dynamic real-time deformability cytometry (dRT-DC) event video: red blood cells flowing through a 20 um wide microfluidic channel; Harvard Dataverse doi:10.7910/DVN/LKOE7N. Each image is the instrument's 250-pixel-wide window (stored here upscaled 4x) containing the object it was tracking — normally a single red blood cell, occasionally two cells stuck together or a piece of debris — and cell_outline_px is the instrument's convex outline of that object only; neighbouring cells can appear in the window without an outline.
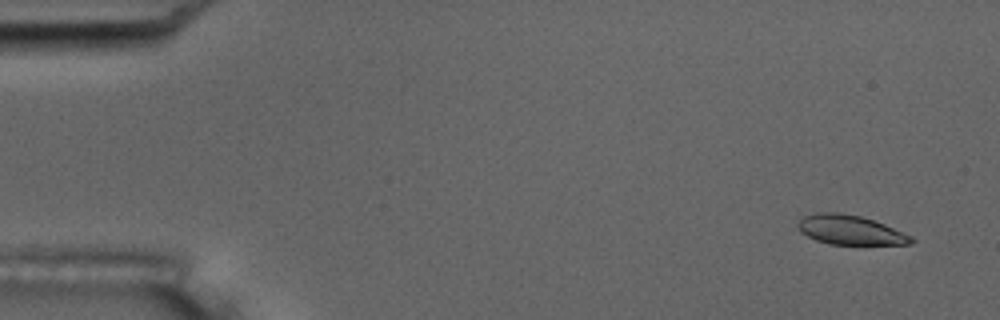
{"species": "common noctule bat (a hibernating species)", "species_latin": "Nyctalus noctula", "temperature_condition": "room temperature", "stored_images_in_passage": 1, "camera_frame_rate_fps": 3000, "um_per_image_px": 0.085, "animal": {"sex": "male", "body_mass_g": 17.5, "forearm_length_mm": 52.3}, "frame": {"image": 1, "passage_image": 1, "time_ms": 0.0, "image_size_px": [1000, 320], "cell_outline_px": [[916, 240], [912, 244], [828, 244], [816, 240], [800, 232], [796, 224], [804, 216], [816, 212], [836, 212], [860, 216], [884, 224], [912, 236]], "centroid_in_image_um": [72.25, 19.55], "position_along_channel_um": 12.7, "area_um2": 19.36}}